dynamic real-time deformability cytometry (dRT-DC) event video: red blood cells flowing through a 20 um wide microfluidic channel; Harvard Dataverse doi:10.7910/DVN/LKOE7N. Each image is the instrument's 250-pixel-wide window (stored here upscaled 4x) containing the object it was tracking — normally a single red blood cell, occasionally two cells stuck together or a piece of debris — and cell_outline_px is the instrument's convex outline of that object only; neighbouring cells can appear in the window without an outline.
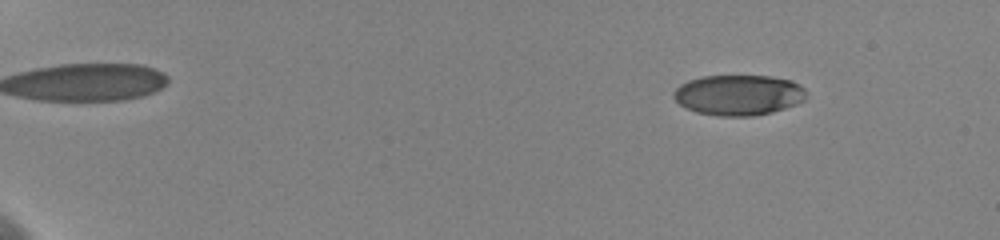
{"species": "human", "species_latin": "Homo sapiens", "temperature_condition": "cold", "stored_images_in_passage": 56, "camera_frame_rate_fps": 3000, "um_per_image_px": 0.085, "donor": {"sex": "female"}, "frame": {"image": 1, "passage_image": 5, "time_ms": 1.333, "image_size_px": [1000, 240], "cell_outline_px": [[808, 96], [804, 100], [796, 104], [772, 112], [752, 116], [720, 116], [696, 112], [680, 104], [672, 96], [672, 92], [680, 84], [688, 80], [704, 76], [772, 76], [792, 80], [804, 88]], "centroid_in_image_um": [62.78, 8.07], "position_along_channel_um": 22.2, "area_um2": 31.39}}
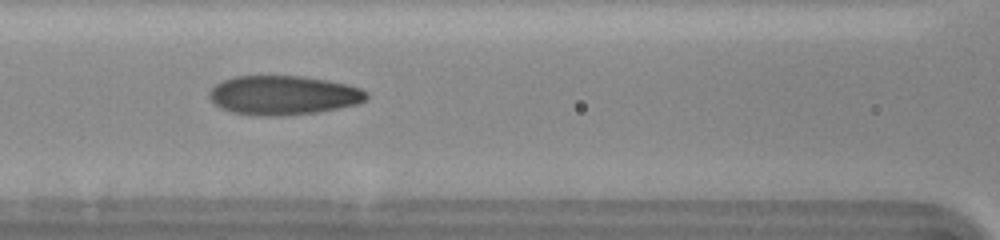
{"frame": {"image": 2, "passage_image": 27, "time_ms": 8.667, "image_size_px": [1000, 240], "cell_outline_px": [[368, 96], [364, 100], [356, 104], [316, 112], [284, 116], [256, 116], [232, 112], [216, 104], [208, 96], [212, 88], [216, 84], [224, 80], [236, 76], [304, 76], [348, 84], [360, 88], [368, 92]], "centroid_in_image_um": [24.09, 8.09], "position_along_channel_um": 142.5, "area_um2": 35.72}}
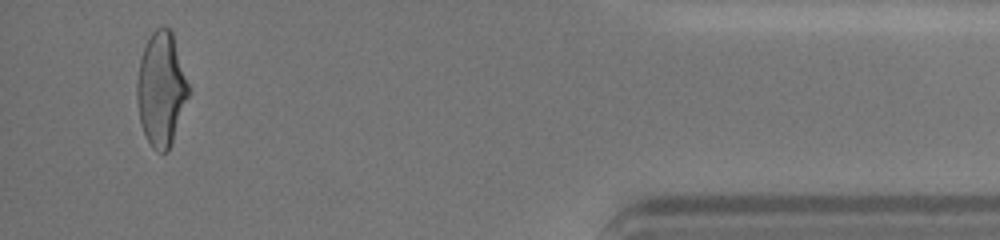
{"frame": {"image": 3, "passage_image": 54, "time_ms": 17.667, "image_size_px": [1000, 240], "cell_outline_px": [[192, 88], [168, 152], [160, 152], [152, 148], [144, 132], [140, 120], [136, 100], [136, 84], [140, 60], [144, 48], [152, 32], [156, 28], [164, 24], [172, 32]], "centroid_in_image_um": [13.73, 7.55], "position_along_channel_um": 421.5, "area_um2": 34.56}, "authors_computed_cell_mechanics": {"area_um2": 33.9575, "velocity_mm_per_s": 3.6077, "shape_relaxation_time_tau1_ms": 4.4421, "shape_relaxation_time_tau2_ms": 1.4438, "deformation_change_tau1": 0.1724, "deformation_change_tau2": 0.0714}}